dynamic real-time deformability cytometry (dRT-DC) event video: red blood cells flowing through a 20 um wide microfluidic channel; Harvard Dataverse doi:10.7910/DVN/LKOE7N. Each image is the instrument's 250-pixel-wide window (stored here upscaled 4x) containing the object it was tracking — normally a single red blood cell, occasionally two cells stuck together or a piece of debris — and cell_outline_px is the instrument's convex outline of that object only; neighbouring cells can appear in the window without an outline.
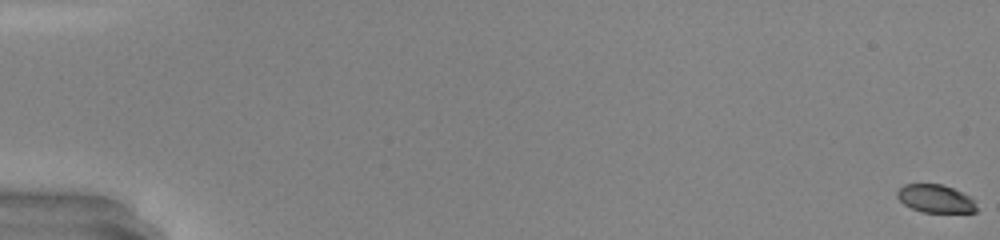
{"species": "common noctule bat (a hibernating species)", "species_latin": "Nyctalus noctula", "temperature_condition": "warm", "stored_images_in_passage": 51, "camera_frame_rate_fps": 3000, "um_per_image_px": 0.085, "animal": {"sex": "male", "body_mass_g": 20.0, "forearm_length_mm": 53.3}, "frame": {"image": 1, "passage_image": 1, "time_ms": 0.0, "image_size_px": [1000, 240], "cell_outline_px": [[976, 212], [920, 212], [904, 204], [896, 196], [896, 192], [904, 184], [940, 184], [952, 188], [976, 200]], "centroid_in_image_um": [79.5, 16.89], "position_along_channel_um": 5.5, "area_um2": 12.89}}
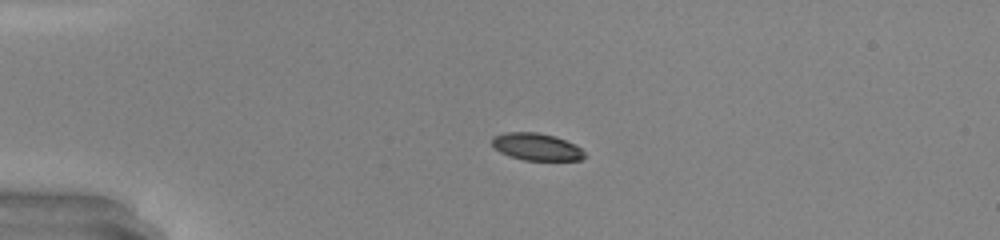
{"frame": {"image": 2, "passage_image": 14, "time_ms": 4.333, "image_size_px": [1000, 240], "cell_outline_px": [[588, 156], [580, 160], [524, 160], [508, 156], [492, 148], [492, 136], [504, 132], [536, 132], [556, 136], [576, 144]], "centroid_in_image_um": [45.59, 12.47], "position_along_channel_um": 39.4, "area_um2": 14.97}}
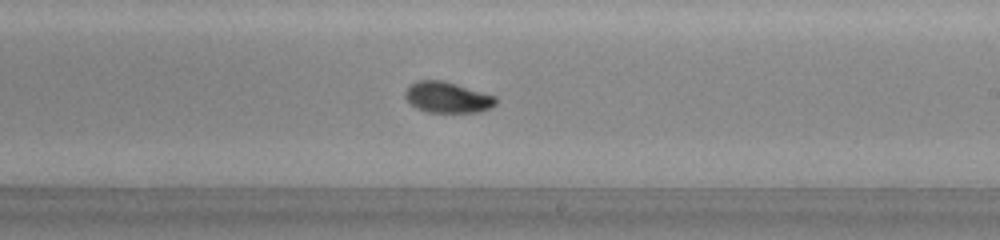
{"frame": {"image": 3, "passage_image": 32, "time_ms": 10.333, "image_size_px": [1000, 240], "cell_outline_px": [[496, 104], [480, 112], [428, 112], [416, 108], [404, 96], [404, 92], [416, 80], [444, 80], [496, 96]], "centroid_in_image_um": [38.03, 8.27], "position_along_channel_um": 251.0, "area_um2": 16.24}, "authors_computed_cell_mechanics": {"area_um2": 15.9528, "velocity_mm_per_s": 4.2646, "shape_relaxation_time_tau1_ms": 7.4542, "shape_relaxation_time_tau2_ms": 1.5283, "deformation_change_tau1": 0.2501, "deformation_change_tau2": 0.0497}}